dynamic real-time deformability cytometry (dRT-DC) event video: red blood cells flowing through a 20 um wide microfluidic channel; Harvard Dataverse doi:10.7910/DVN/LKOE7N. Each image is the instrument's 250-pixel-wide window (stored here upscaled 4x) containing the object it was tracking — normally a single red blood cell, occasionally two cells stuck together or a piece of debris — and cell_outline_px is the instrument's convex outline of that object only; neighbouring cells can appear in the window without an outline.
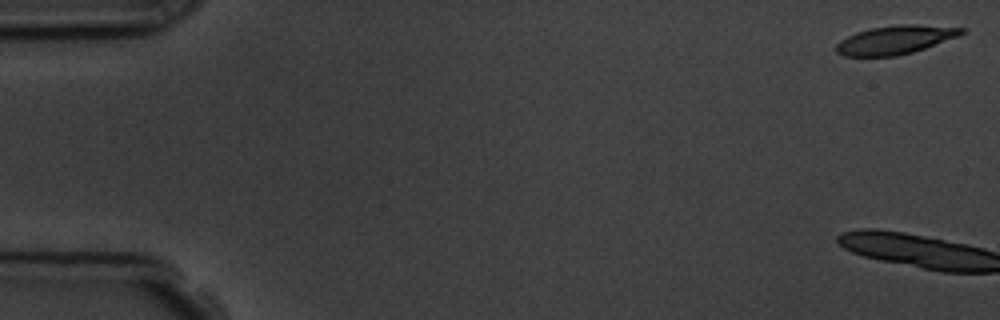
{"species": "common noctule bat (a hibernating species)", "species_latin": "Nyctalus noctula", "temperature_condition": "room temperature", "stored_images_in_passage": 7, "camera_frame_rate_fps": 3000, "um_per_image_px": 0.085, "animal": {"sex": "male", "body_mass_g": 19.5, "forearm_length_mm": 54.6}, "frame": {"image": 1, "passage_image": 1, "time_ms": 0.0, "image_size_px": [1000, 320], "cell_outline_px": [[964, 32], [956, 36], [924, 48], [912, 52], [896, 56], [844, 56], [836, 52], [836, 44], [840, 40], [856, 32], [872, 28], [900, 24], [916, 24], [964, 28]], "centroid_in_image_um": [76.04, 3.38], "position_along_channel_um": 9.0, "area_um2": 20.52}}